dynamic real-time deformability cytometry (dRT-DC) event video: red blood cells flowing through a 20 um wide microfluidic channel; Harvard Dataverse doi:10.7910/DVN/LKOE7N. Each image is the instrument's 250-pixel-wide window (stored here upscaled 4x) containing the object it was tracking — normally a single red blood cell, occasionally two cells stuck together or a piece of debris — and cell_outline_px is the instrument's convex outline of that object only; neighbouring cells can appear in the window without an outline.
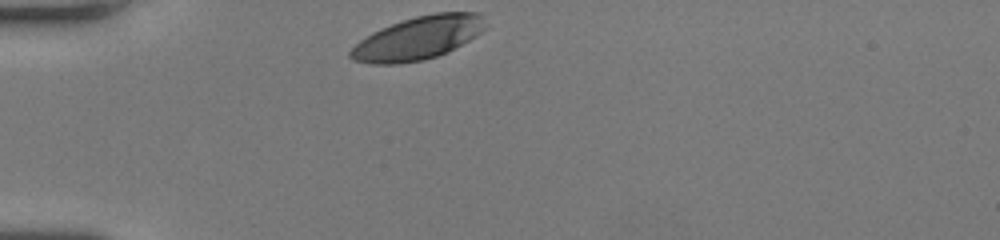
{"species": "human", "species_latin": "Homo sapiens", "temperature_condition": "room temperature", "stored_images_in_passage": 30, "camera_frame_rate_fps": 3000, "um_per_image_px": 0.085, "donor": {"sex": "female"}, "frame": {"image": 1, "passage_image": 1, "time_ms": 0.0, "image_size_px": [1000, 240], "cell_outline_px": [[484, 28], [476, 36], [448, 52], [424, 60], [400, 64], [372, 64], [352, 60], [348, 56], [348, 52], [360, 40], [372, 32], [380, 28], [416, 16], [436, 12], [480, 12]], "centroid_in_image_um": [35.5, 3.25], "position_along_channel_um": 49.5, "area_um2": 33.81}}
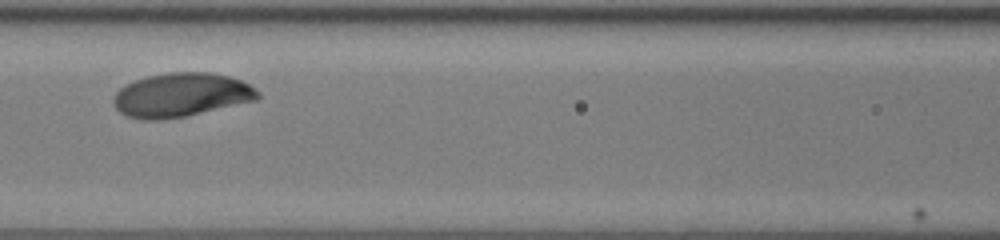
{"frame": {"image": 2, "passage_image": 11, "time_ms": 3.333, "image_size_px": [1000, 240], "cell_outline_px": [[260, 100], [184, 116], [156, 120], [140, 120], [128, 116], [120, 112], [112, 104], [112, 100], [116, 92], [120, 88], [136, 80], [148, 76], [168, 72], [212, 72], [228, 76], [240, 80], [248, 84], [260, 92]], "centroid_in_image_um": [15.42, 8.07], "position_along_channel_um": 151.2, "area_um2": 36.99}}
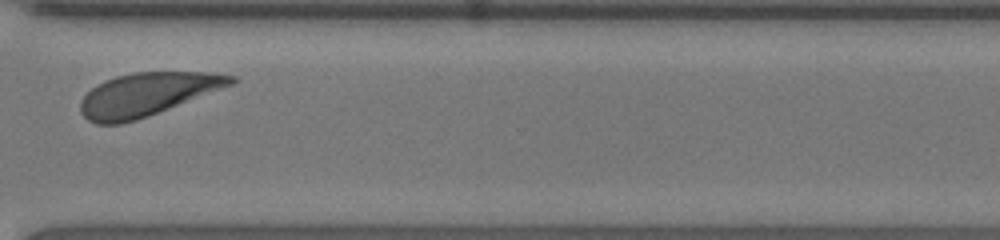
{"frame": {"image": 3, "passage_image": 27, "time_ms": 8.667, "image_size_px": [1000, 240], "cell_outline_px": [[236, 80], [232, 84], [148, 116], [136, 120], [120, 124], [96, 124], [88, 120], [80, 112], [80, 100], [96, 84], [104, 80], [116, 76], [132, 72], [208, 72], [236, 76]], "centroid_in_image_um": [12.45, 8.01], "position_along_channel_um": 358.2, "area_um2": 37.45}, "authors_computed_cell_mechanics": {"area_um2": 36.5007, "velocity_mm_per_s": 3.8332, "shape_relaxation_time_tau1_ms": 1.7829, "shape_relaxation_time_tau2_ms": null, "deformation_change_tau1": 0.1041, "deformation_change_tau2": null}}